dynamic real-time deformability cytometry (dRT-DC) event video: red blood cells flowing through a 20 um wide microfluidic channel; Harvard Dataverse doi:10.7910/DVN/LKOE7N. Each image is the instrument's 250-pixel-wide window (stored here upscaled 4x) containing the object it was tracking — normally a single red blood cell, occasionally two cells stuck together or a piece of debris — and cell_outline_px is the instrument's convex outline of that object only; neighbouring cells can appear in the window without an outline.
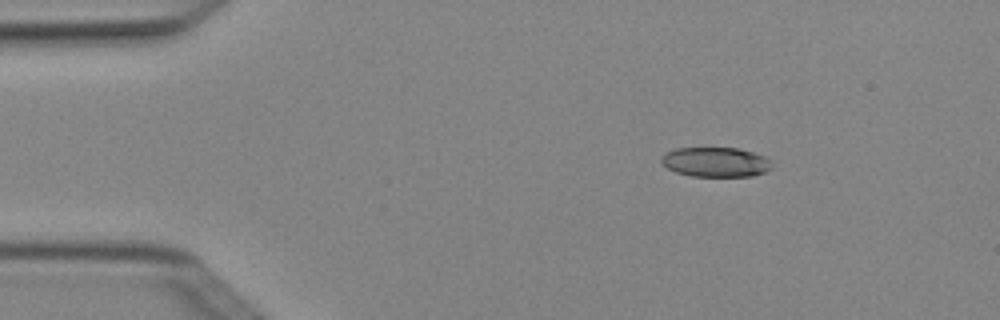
{"species": "Egyptian fruit bat (a non-hibernating species)", "species_latin": "Rousettus aegyptiacus", "temperature_condition": "cold", "stored_images_in_passage": 3, "camera_frame_rate_fps": 3000, "um_per_image_px": 0.085, "animal": {"sex": "female"}, "frame": {"image": 1, "passage_image": 1, "time_ms": 0.0, "image_size_px": [1000, 320], "cell_outline_px": [[772, 168], [764, 172], [752, 176], [692, 176], [676, 172], [668, 168], [660, 160], [660, 156], [676, 148], [736, 148], [752, 152], [764, 156], [772, 164]], "centroid_in_image_um": [60.82, 13.78], "position_along_channel_um": 24.2, "area_um2": 18.96}}
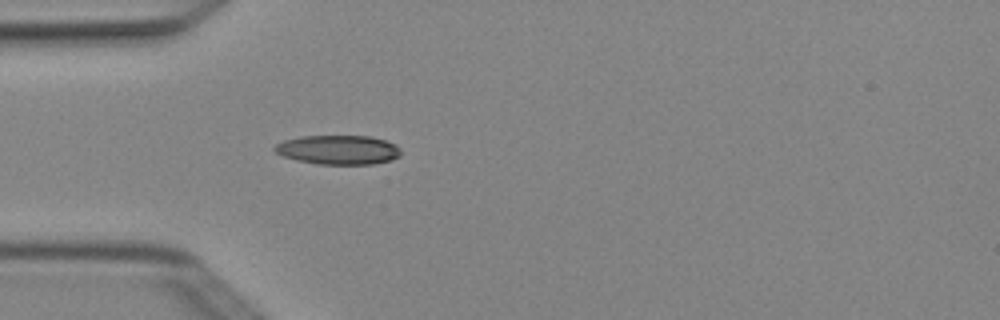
{"frame": {"image": 2, "passage_image": 3, "time_ms": 0.667, "image_size_px": [1000, 320], "cell_outline_px": [[400, 156], [392, 160], [372, 164], [320, 164], [296, 160], [284, 156], [276, 152], [272, 148], [276, 144], [284, 140], [300, 136], [372, 136], [396, 144], [400, 148]], "centroid_in_image_um": [28.77, 12.73], "position_along_channel_um": 56.2, "area_um2": 21.56}}